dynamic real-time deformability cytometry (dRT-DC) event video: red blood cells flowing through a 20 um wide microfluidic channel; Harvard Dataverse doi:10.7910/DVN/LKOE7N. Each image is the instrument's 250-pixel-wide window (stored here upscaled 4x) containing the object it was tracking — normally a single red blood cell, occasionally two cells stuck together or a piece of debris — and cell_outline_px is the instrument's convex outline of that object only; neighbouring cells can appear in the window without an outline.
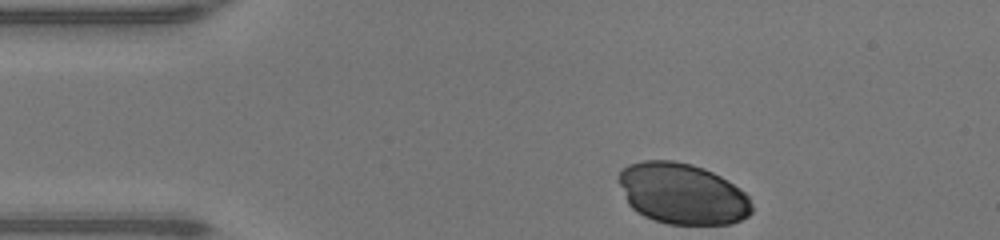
{"species": "human", "species_latin": "Homo sapiens", "temperature_condition": "warm", "stored_images_in_passage": 32, "camera_frame_rate_fps": 3000, "um_per_image_px": 0.085, "donor": {"sex": "male"}, "frame": {"image": 1, "passage_image": 1, "time_ms": 0.0, "image_size_px": [1000, 240], "cell_outline_px": [[752, 212], [748, 216], [732, 224], [668, 224], [644, 216], [636, 212], [628, 204], [616, 176], [628, 164], [644, 160], [672, 160], [692, 164], [704, 168], [728, 180], [740, 188], [748, 196], [752, 204]], "centroid_in_image_um": [58.0, 16.46], "position_along_channel_um": 27.0, "area_um2": 47.57}}
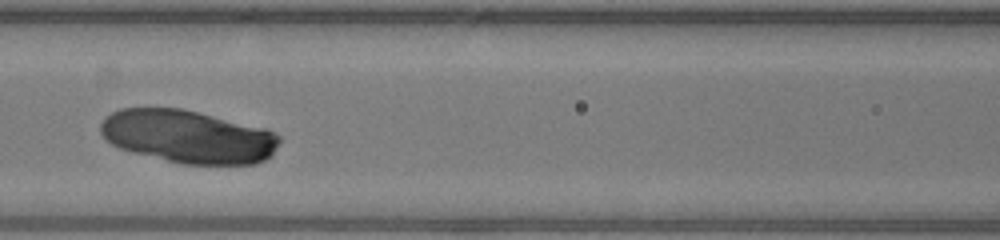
{"frame": {"image": 2, "passage_image": 14, "time_ms": 4.333, "image_size_px": [1000, 240], "cell_outline_px": [[280, 140], [272, 156], [256, 164], [184, 164], [132, 152], [120, 148], [112, 144], [100, 132], [100, 124], [104, 116], [120, 108], [180, 108], [268, 128], [280, 136]], "centroid_in_image_um": [16.0, 11.6], "position_along_channel_um": 150.6, "area_um2": 55.43}}
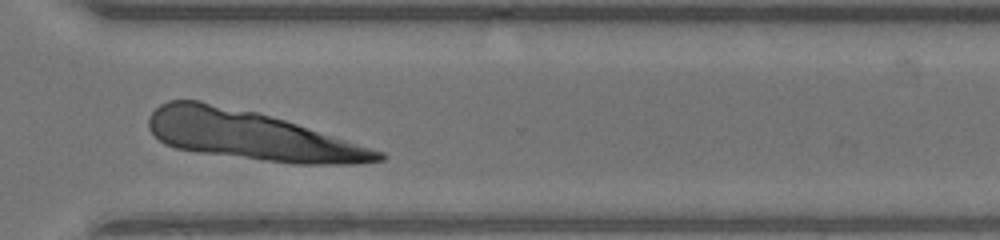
{"frame": {"image": 3, "passage_image": 28, "time_ms": 9.0, "image_size_px": [1000, 240], "cell_outline_px": [[388, 156], [384, 160], [356, 164], [292, 164], [200, 152], [176, 148], [164, 144], [148, 128], [148, 116], [160, 104], [168, 100], [200, 100], [260, 112], [384, 152]], "centroid_in_image_um": [21.33, 11.51], "position_along_channel_um": 349.3, "area_um2": 65.37}}